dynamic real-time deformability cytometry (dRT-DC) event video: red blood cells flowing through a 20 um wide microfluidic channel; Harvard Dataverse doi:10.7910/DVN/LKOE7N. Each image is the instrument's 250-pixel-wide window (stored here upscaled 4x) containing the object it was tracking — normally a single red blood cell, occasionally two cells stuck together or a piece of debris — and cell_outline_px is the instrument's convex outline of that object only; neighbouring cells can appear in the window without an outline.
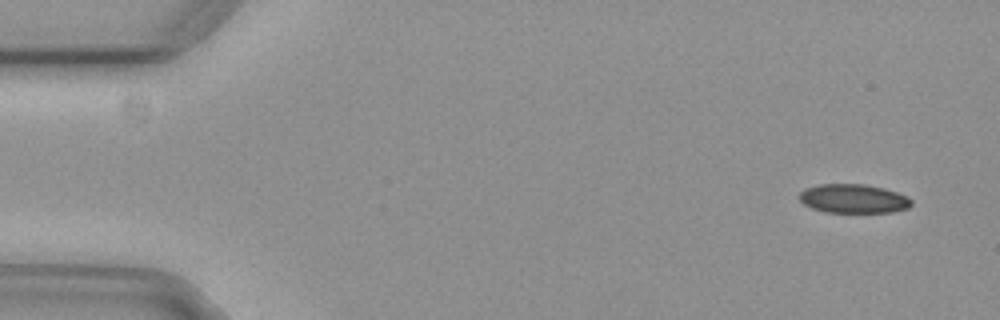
{"species": "common noctule bat (a hibernating species)", "species_latin": "Nyctalus noctula", "temperature_condition": "cold", "stored_images_in_passage": 53, "camera_frame_rate_fps": 3000, "um_per_image_px": 0.085, "animal": {"sex": "female", "body_mass_g": 29.2, "forearm_length_mm": 56.3}, "frame": {"image": 1, "passage_image": 1, "time_ms": 0.0, "image_size_px": [1000, 320], "cell_outline_px": [[912, 204], [908, 208], [892, 212], [824, 212], [812, 208], [804, 204], [800, 200], [800, 192], [804, 188], [820, 184], [864, 184], [884, 188], [908, 196], [912, 200]], "centroid_in_image_um": [72.55, 16.88], "position_along_channel_um": 12.5, "area_um2": 18.96}}
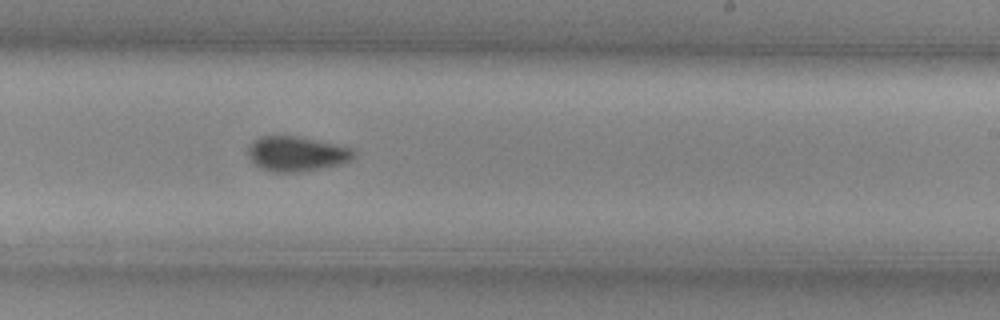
{"frame": {"image": 2, "passage_image": 31, "time_ms": 10.0, "image_size_px": [1000, 320], "cell_outline_px": [[356, 156], [340, 164], [300, 172], [272, 172], [260, 168], [248, 156], [248, 148], [260, 136], [296, 136], [336, 144], [352, 148], [356, 152]], "centroid_in_image_um": [25.22, 13.08], "position_along_channel_um": 263.8, "area_um2": 21.27}}
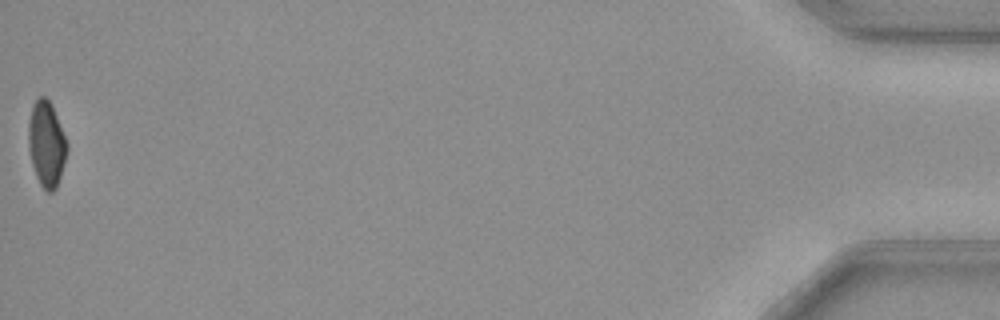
{"frame": {"image": 3, "passage_image": 53, "time_ms": 17.333, "image_size_px": [1000, 320], "cell_outline_px": [[68, 148], [60, 176], [56, 188], [52, 192], [48, 192], [40, 184], [36, 176], [32, 164], [28, 148], [28, 124], [32, 104], [40, 96], [44, 96], [52, 104], [68, 144]], "centroid_in_image_um": [3.94, 12.21], "position_along_channel_um": 431.3, "area_um2": 19.19}, "authors_computed_cell_mechanics": {"area_um2": 20.5768, "velocity_mm_per_s": 3.7281, "shape_relaxation_time_tau1_ms": 7.4561, "shape_relaxation_time_tau2_ms": null, "deformation_change_tau1": 0.1433, "deformation_change_tau2": null}}